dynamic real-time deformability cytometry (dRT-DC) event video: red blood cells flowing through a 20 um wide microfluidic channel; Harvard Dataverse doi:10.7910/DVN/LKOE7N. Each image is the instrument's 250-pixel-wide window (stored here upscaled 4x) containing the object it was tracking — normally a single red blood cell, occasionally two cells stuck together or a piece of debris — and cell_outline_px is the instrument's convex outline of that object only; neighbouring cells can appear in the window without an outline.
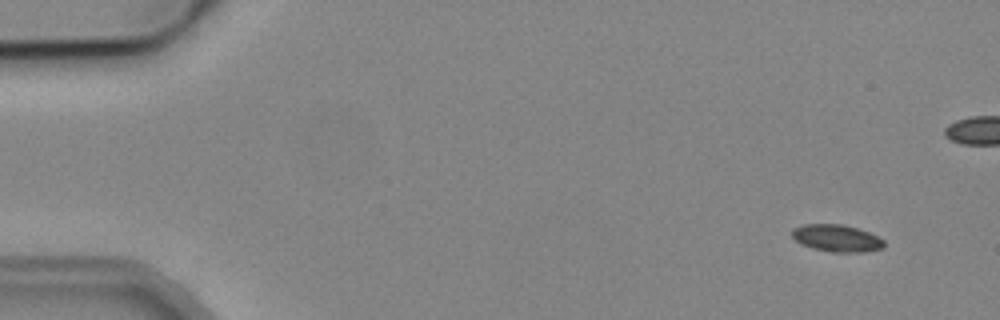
{"species": "common noctule bat (a hibernating species)", "species_latin": "Nyctalus noctula", "temperature_condition": "cold", "stored_images_in_passage": 6, "camera_frame_rate_fps": 3000, "um_per_image_px": 0.085, "animal": {"sex": "male", "body_mass_g": 19.2, "forearm_length_mm": 51.8}, "frame": {"image": 1, "passage_image": 2, "time_ms": 1.333, "image_size_px": [1000, 320], "cell_outline_px": [[884, 248], [864, 252], [832, 252], [812, 248], [800, 244], [792, 236], [792, 228], [804, 224], [840, 224], [856, 228], [868, 232], [884, 240]], "centroid_in_image_um": [71.1, 20.25], "position_along_channel_um": 13.9, "area_um2": 14.51}}